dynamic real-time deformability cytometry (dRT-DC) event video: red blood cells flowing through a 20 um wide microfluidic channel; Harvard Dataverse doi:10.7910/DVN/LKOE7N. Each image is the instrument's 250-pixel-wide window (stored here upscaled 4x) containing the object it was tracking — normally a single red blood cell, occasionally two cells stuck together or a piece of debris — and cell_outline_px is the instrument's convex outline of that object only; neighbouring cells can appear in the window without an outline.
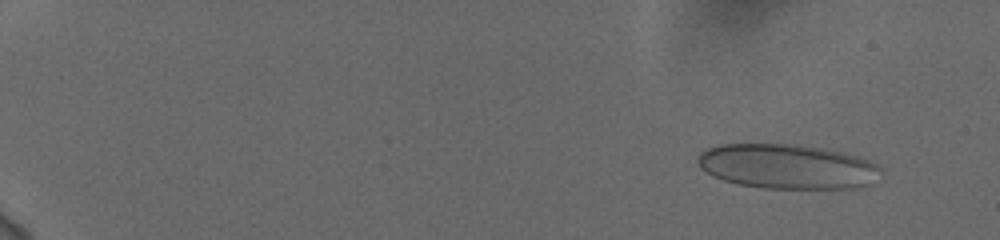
{"species": "human", "species_latin": "Homo sapiens", "temperature_condition": "cold", "stored_images_in_passage": 58, "camera_frame_rate_fps": 3000, "um_per_image_px": 0.085, "donor": {"sex": "female"}, "frame": {"image": 1, "passage_image": 6, "time_ms": 1.667, "image_size_px": [1000, 240], "cell_outline_px": [[880, 168], [872, 184], [852, 188], [764, 188], [740, 184], [724, 180], [712, 176], [700, 168], [700, 152], [708, 148], [720, 144], [788, 144], [820, 148], [844, 152], [868, 160], [876, 164]], "centroid_in_image_um": [66.9, 14.15], "position_along_channel_um": 18.1, "area_um2": 47.16}}
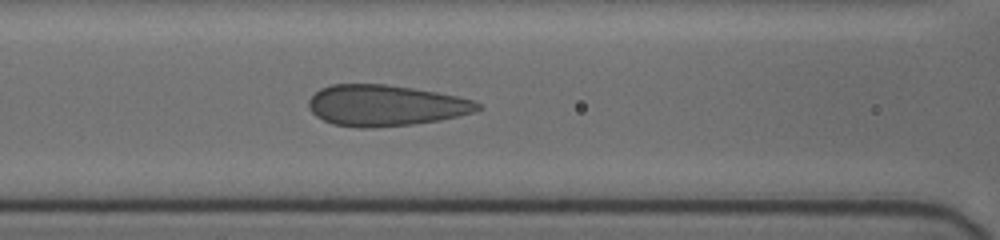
{"frame": {"image": 2, "passage_image": 29, "time_ms": 9.333, "image_size_px": [1000, 240], "cell_outline_px": [[480, 108], [476, 112], [440, 120], [412, 124], [372, 128], [360, 128], [332, 124], [316, 116], [308, 108], [308, 100], [320, 88], [332, 84], [384, 84], [412, 88], [436, 92], [456, 96], [472, 100], [480, 104]], "centroid_in_image_um": [32.74, 8.97], "position_along_channel_um": 133.9, "area_um2": 40.4}}
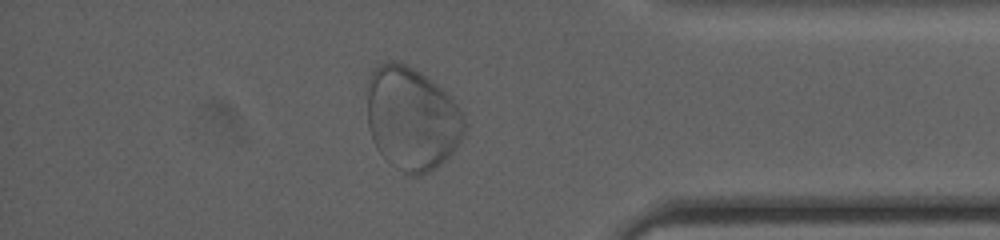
{"frame": {"image": 3, "passage_image": 52, "time_ms": 17.0, "image_size_px": [1000, 240], "cell_outline_px": [[464, 132], [460, 140], [452, 152], [436, 168], [420, 176], [408, 176], [396, 168], [376, 148], [372, 140], [368, 128], [368, 76], [372, 68], [388, 60], [400, 60], [420, 72], [452, 96], [464, 112]], "centroid_in_image_um": [35.0, 10.05], "position_along_channel_um": 400.2, "area_um2": 59.13}}